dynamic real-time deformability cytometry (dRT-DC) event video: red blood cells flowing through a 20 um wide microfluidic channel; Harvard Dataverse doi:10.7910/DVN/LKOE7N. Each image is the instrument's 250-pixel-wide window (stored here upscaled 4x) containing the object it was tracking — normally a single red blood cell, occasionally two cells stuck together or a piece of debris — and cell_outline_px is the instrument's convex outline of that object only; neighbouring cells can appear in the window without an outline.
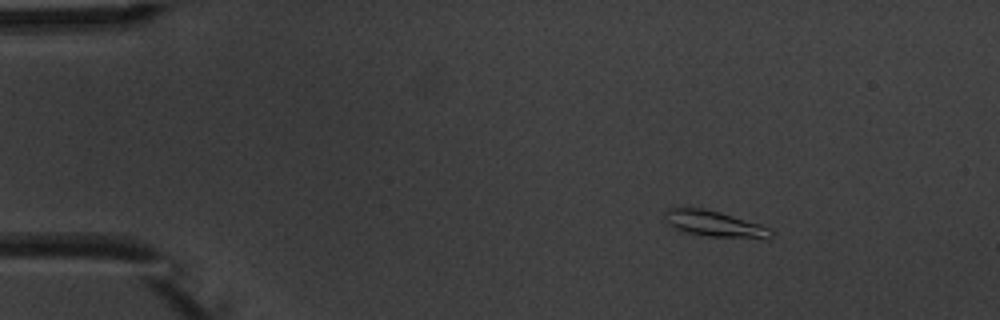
{"species": "common noctule bat (a hibernating species)", "species_latin": "Nyctalus noctula", "temperature_condition": "warm", "stored_images_in_passage": 4, "camera_frame_rate_fps": 3000, "um_per_image_px": 0.085, "animal": {"sex": "male", "body_mass_g": 20.1, "forearm_length_mm": 53.5}, "frame": {"image": 1, "passage_image": 2, "time_ms": 1.0, "image_size_px": [1000, 320], "cell_outline_px": [[776, 232], [768, 240], [708, 236], [684, 232], [668, 224], [664, 220], [664, 212], [668, 208], [704, 208], [720, 212], [760, 224]], "centroid_in_image_um": [60.79, 19.05], "position_along_channel_um": 24.2, "area_um2": 16.36}}